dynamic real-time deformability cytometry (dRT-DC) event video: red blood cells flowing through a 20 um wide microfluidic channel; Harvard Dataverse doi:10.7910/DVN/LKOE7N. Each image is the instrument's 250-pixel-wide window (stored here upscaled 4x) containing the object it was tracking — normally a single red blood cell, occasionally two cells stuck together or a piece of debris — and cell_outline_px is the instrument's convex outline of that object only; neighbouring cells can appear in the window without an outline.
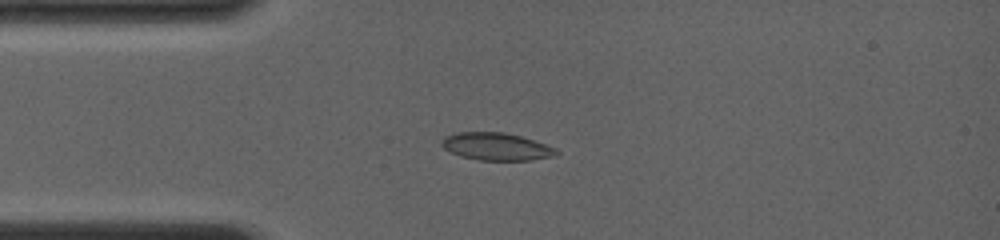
{"species": "common noctule bat (a hibernating species)", "species_latin": "Nyctalus noctula", "temperature_condition": "room temperature", "stored_images_in_passage": 7, "camera_frame_rate_fps": 4000, "um_per_image_px": 0.085, "animal": {"sex": "female", "body_mass_g": 19.0, "forearm_length_mm": 56.7}, "frame": {"image": 1, "passage_image": 1, "time_ms": 0.0, "image_size_px": [1000, 240], "cell_outline_px": [[560, 152], [556, 156], [532, 160], [480, 160], [460, 156], [444, 148], [440, 144], [440, 140], [444, 136], [456, 132], [504, 132], [520, 136], [556, 148]], "centroid_in_image_um": [42.17, 12.45], "position_along_channel_um": 42.8, "area_um2": 18.44}}
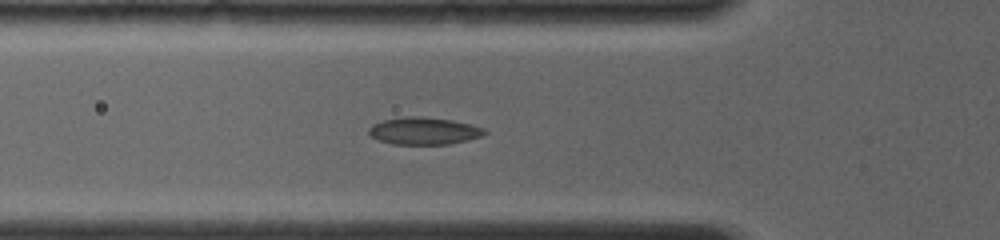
{"frame": {"image": 2, "passage_image": 4, "time_ms": 1.5, "image_size_px": [1000, 240], "cell_outline_px": [[488, 132], [484, 136], [468, 140], [448, 144], [392, 144], [380, 140], [372, 136], [368, 132], [368, 128], [372, 124], [384, 120], [404, 116], [420, 116], [452, 120], [472, 124], [484, 128]], "centroid_in_image_um": [36.07, 11.12], "position_along_channel_um": 89.7, "area_um2": 18.5}}
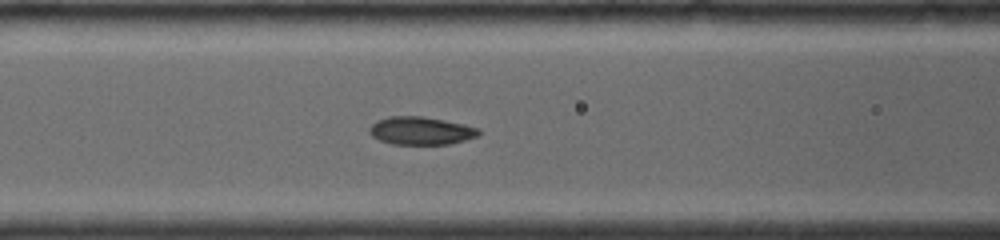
{"frame": {"image": 3, "passage_image": 6, "time_ms": 2.5, "image_size_px": [1000, 240], "cell_outline_px": [[480, 132], [476, 136], [464, 140], [448, 144], [392, 144], [380, 140], [372, 136], [368, 132], [368, 128], [376, 120], [388, 116], [420, 116], [444, 120], [464, 124], [480, 128]], "centroid_in_image_um": [35.74, 11.1], "position_along_channel_um": 130.9, "area_um2": 17.8}}